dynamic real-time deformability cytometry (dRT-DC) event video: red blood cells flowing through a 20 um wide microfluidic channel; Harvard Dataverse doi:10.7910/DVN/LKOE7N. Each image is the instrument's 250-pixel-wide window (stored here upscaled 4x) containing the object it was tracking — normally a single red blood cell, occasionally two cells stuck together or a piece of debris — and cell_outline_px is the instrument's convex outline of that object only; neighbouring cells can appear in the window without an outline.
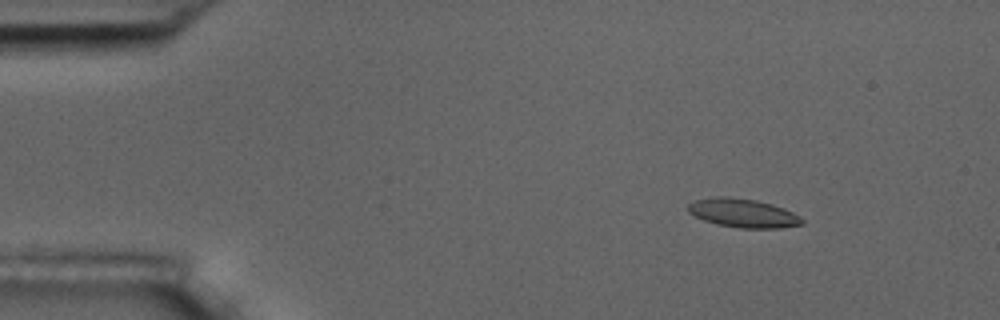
{"species": "common noctule bat (a hibernating species)", "species_latin": "Nyctalus noctula", "temperature_condition": "room temperature", "stored_images_in_passage": 4, "camera_frame_rate_fps": 3000, "um_per_image_px": 0.085, "animal": {"sex": "male", "body_mass_g": 17.5, "forearm_length_mm": 52.3}, "frame": {"image": 1, "passage_image": 2, "time_ms": 1.333, "image_size_px": [1000, 320], "cell_outline_px": [[804, 224], [780, 228], [740, 228], [716, 224], [704, 220], [688, 212], [688, 204], [696, 200], [716, 196], [724, 196], [756, 200], [772, 204], [784, 208], [800, 216], [804, 220]], "centroid_in_image_um": [63.18, 18.11], "position_along_channel_um": 21.8, "area_um2": 19.07}}
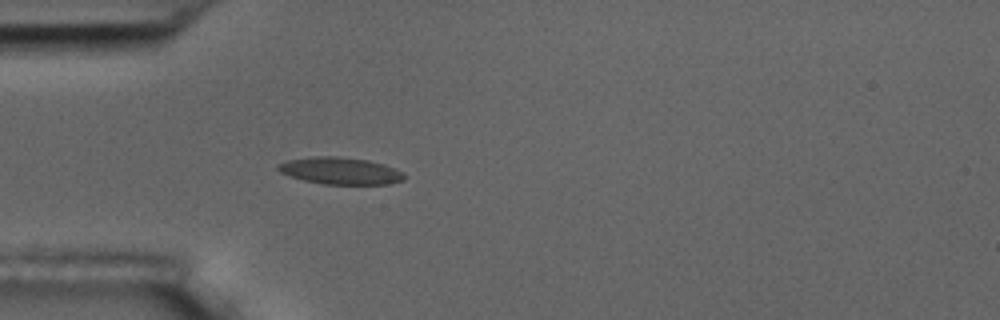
{"frame": {"image": 2, "passage_image": 4, "time_ms": 4.333, "image_size_px": [1000, 320], "cell_outline_px": [[404, 180], [388, 184], [320, 184], [304, 180], [280, 172], [276, 168], [280, 164], [288, 160], [312, 156], [336, 156], [368, 160], [384, 164], [400, 172], [404, 176]], "centroid_in_image_um": [28.91, 14.52], "position_along_channel_um": 56.1, "area_um2": 19.59}}